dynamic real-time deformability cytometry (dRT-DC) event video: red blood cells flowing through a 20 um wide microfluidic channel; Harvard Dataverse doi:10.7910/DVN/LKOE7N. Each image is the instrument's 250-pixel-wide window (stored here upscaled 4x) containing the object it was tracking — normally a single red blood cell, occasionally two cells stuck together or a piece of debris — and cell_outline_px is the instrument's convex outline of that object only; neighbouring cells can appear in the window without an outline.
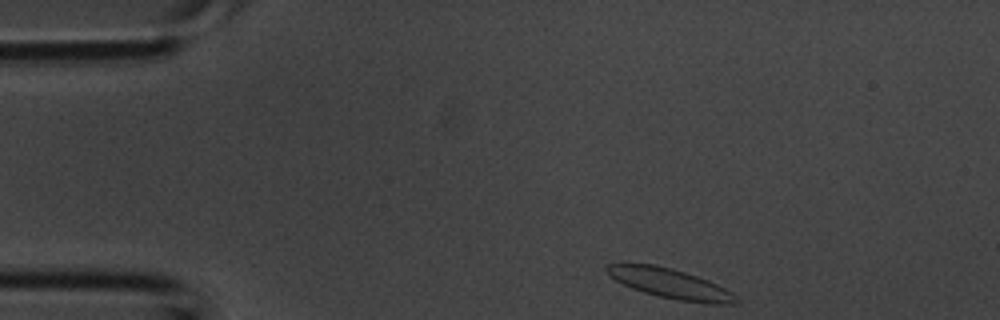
{"species": "common noctule bat (a hibernating species)", "species_latin": "Nyctalus noctula", "temperature_condition": "room temperature", "stored_images_in_passage": 2, "camera_frame_rate_fps": 3000, "um_per_image_px": 0.085, "animal": {"sex": "male", "body_mass_g": 20.1, "forearm_length_mm": 53.5}, "frame": {"image": 1, "passage_image": 1, "time_ms": 0.0, "image_size_px": [1000, 320], "cell_outline_px": [[740, 300], [736, 304], [704, 304], [656, 296], [632, 288], [616, 280], [604, 268], [608, 264], [624, 260], [656, 264], [672, 268], [708, 280], [732, 292]], "centroid_in_image_um": [56.92, 24.06], "position_along_channel_um": 28.1, "area_um2": 23.0}}